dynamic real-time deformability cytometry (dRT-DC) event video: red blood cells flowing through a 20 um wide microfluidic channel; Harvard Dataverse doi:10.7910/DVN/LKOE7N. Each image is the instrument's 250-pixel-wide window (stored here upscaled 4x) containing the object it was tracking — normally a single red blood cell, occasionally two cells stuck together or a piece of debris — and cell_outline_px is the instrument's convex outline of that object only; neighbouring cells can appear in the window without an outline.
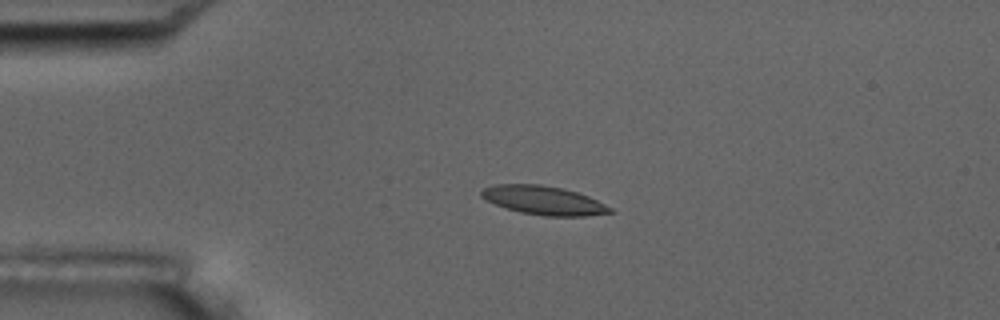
{"species": "common noctule bat (a hibernating species)", "species_latin": "Nyctalus noctula", "temperature_condition": "room temperature", "stored_images_in_passage": 3, "camera_frame_rate_fps": 3000, "um_per_image_px": 0.085, "animal": {"sex": "male", "body_mass_g": 17.5, "forearm_length_mm": 52.3}, "frame": {"image": 1, "passage_image": 3, "time_ms": 2.333, "image_size_px": [1000, 320], "cell_outline_px": [[616, 212], [584, 216], [544, 216], [520, 212], [496, 204], [480, 196], [480, 192], [484, 188], [496, 184], [540, 184], [564, 188], [588, 196], [612, 208]], "centroid_in_image_um": [46.23, 17.03], "position_along_channel_um": 38.8, "area_um2": 21.44}}